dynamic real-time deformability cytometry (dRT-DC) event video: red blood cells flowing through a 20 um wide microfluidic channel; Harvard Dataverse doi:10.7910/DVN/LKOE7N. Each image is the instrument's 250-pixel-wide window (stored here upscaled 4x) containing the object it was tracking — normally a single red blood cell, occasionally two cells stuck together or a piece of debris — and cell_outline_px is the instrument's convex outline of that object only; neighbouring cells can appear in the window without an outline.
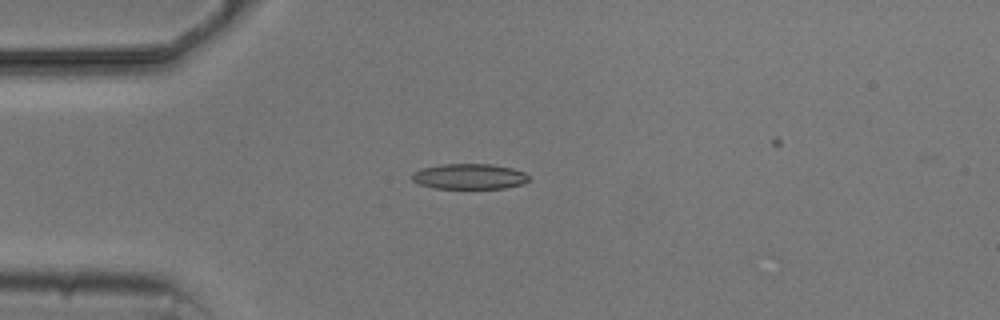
{"species": "common noctule bat (a hibernating species)", "species_latin": "Nyctalus noctula", "temperature_condition": "cold", "stored_images_in_passage": 4, "camera_frame_rate_fps": 3000, "um_per_image_px": 0.085, "animal": {"sex": "male", "body_mass_g": 20.5, "forearm_length_mm": 52.5}, "frame": {"image": 1, "passage_image": 4, "time_ms": 3.667, "image_size_px": [1000, 320], "cell_outline_px": [[528, 180], [524, 184], [504, 188], [432, 188], [420, 184], [412, 180], [412, 172], [420, 168], [440, 164], [492, 164], [512, 168], [524, 172], [528, 176]], "centroid_in_image_um": [39.87, 14.99], "position_along_channel_um": 45.1, "area_um2": 17.4}}